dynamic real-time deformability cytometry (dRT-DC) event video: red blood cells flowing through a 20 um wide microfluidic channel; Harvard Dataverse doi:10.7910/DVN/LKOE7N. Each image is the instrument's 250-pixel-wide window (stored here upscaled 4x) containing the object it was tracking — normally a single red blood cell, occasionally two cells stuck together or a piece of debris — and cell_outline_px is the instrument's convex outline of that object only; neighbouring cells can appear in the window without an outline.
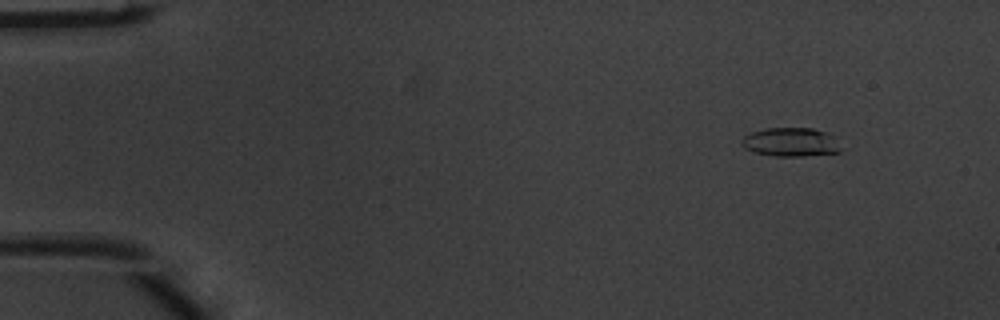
{"species": "common noctule bat (a hibernating species)", "species_latin": "Nyctalus noctula", "temperature_condition": "warm", "stored_images_in_passage": 3, "camera_frame_rate_fps": 3000, "um_per_image_px": 0.085, "animal": {"sex": "male", "body_mass_g": 20.1, "forearm_length_mm": 53.5}, "frame": {"image": 1, "passage_image": 1, "time_ms": 0.0, "image_size_px": [1000, 320], "cell_outline_px": [[840, 152], [804, 156], [772, 156], [756, 152], [744, 148], [740, 140], [744, 136], [752, 132], [764, 128], [812, 128], [828, 132], [832, 136], [840, 148]], "centroid_in_image_um": [67.19, 12.07], "position_along_channel_um": 17.8, "area_um2": 16.59}}